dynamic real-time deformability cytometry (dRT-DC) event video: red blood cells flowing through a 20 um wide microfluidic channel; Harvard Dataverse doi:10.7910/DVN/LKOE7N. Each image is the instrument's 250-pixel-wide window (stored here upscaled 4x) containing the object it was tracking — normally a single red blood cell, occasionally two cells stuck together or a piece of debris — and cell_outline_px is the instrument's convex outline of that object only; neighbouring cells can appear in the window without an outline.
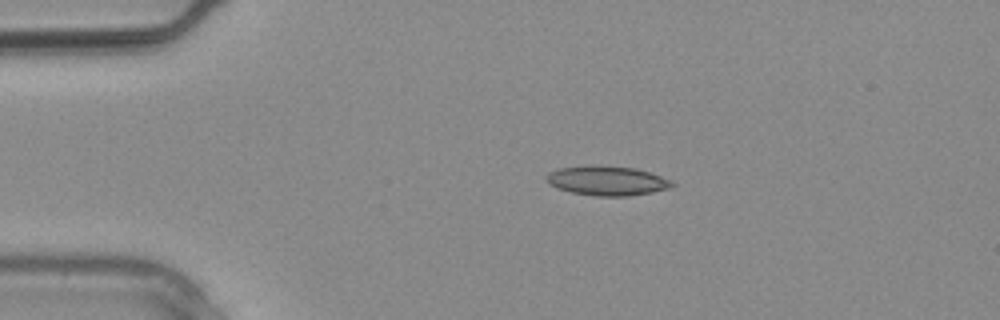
{"species": "common noctule bat (a hibernating species)", "species_latin": "Nyctalus noctula", "temperature_condition": "warm", "stored_images_in_passage": 1, "camera_frame_rate_fps": 3000, "um_per_image_px": 0.085, "animal": {"sex": "male", "body_mass_g": 20.4}, "frame": {"image": 1, "passage_image": 1, "time_ms": 0.0, "image_size_px": [1000, 320], "cell_outline_px": [[676, 184], [668, 188], [652, 192], [628, 196], [596, 196], [572, 192], [556, 188], [548, 184], [548, 172], [560, 168], [596, 164], [636, 168], [660, 176]], "centroid_in_image_um": [51.58, 15.35], "position_along_channel_um": 33.4, "area_um2": 21.5}}